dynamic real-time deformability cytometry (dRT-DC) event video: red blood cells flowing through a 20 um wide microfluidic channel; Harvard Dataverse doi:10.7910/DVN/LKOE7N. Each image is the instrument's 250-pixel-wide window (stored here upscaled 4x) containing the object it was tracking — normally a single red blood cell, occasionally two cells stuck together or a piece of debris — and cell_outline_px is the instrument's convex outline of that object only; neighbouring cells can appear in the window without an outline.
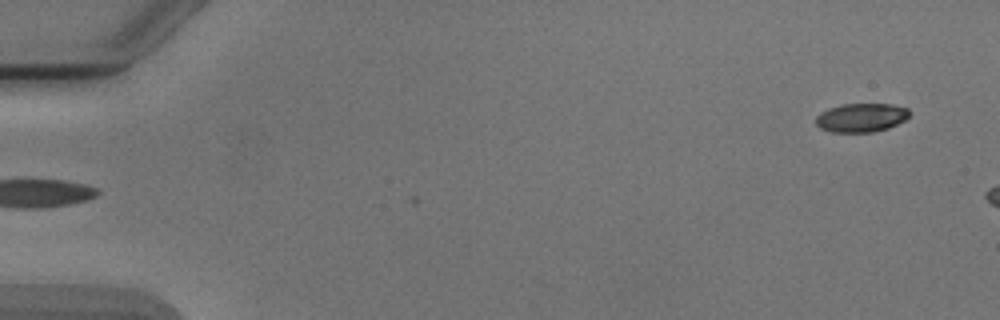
{"species": "Egyptian fruit bat (a non-hibernating species)", "species_latin": "Rousettus aegyptiacus", "temperature_condition": "cold", "stored_images_in_passage": 5, "camera_frame_rate_fps": 3000, "um_per_image_px": 0.085, "animal": {"sex": "male"}, "frame": {"image": 1, "passage_image": 5, "time_ms": 5.667, "image_size_px": [1000, 320], "cell_outline_px": [[912, 112], [904, 120], [888, 128], [872, 132], [832, 132], [820, 128], [816, 124], [816, 116], [820, 112], [828, 108], [840, 104], [892, 104], [908, 108]], "centroid_in_image_um": [73.2, 9.99], "position_along_channel_um": 11.8, "area_um2": 15.78}}